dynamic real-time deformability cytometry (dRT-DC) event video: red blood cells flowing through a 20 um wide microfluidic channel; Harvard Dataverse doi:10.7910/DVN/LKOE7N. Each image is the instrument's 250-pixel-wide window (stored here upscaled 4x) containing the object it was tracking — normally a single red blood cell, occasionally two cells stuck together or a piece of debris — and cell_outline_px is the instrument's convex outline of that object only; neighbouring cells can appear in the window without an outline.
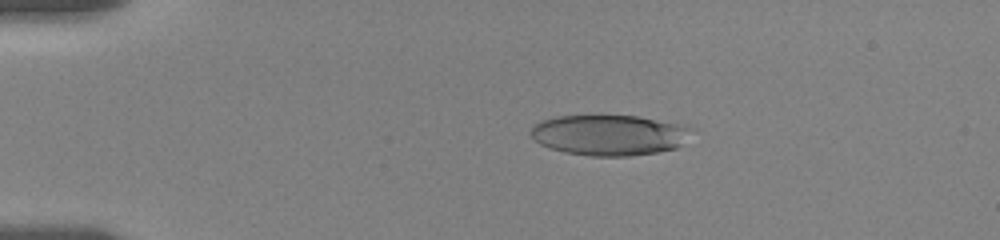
{"species": "human", "species_latin": "Homo sapiens", "temperature_condition": "room temperature", "stored_images_in_passage": 46, "camera_frame_rate_fps": 3000, "um_per_image_px": 0.085, "donor": {"sex": "female"}, "frame": {"image": 1, "passage_image": 1, "time_ms": 0.0, "image_size_px": [1000, 240], "cell_outline_px": [[688, 128], [680, 144], [676, 148], [656, 152], [628, 156], [588, 156], [564, 152], [548, 148], [540, 144], [528, 132], [540, 120], [556, 116], [636, 116], [672, 124]], "centroid_in_image_um": [51.61, 11.49], "position_along_channel_um": 33.4, "area_um2": 37.05}}
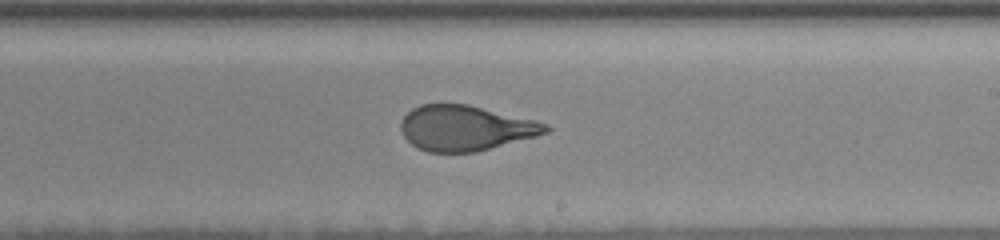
{"frame": {"image": 2, "passage_image": 24, "time_ms": 7.667, "image_size_px": [1000, 240], "cell_outline_px": [[552, 128], [548, 132], [536, 136], [476, 152], [428, 152], [412, 144], [404, 136], [400, 128], [400, 120], [412, 108], [420, 104], [468, 104], [536, 120], [548, 124]], "centroid_in_image_um": [39.57, 10.87], "position_along_channel_um": 249.4, "area_um2": 38.21}}
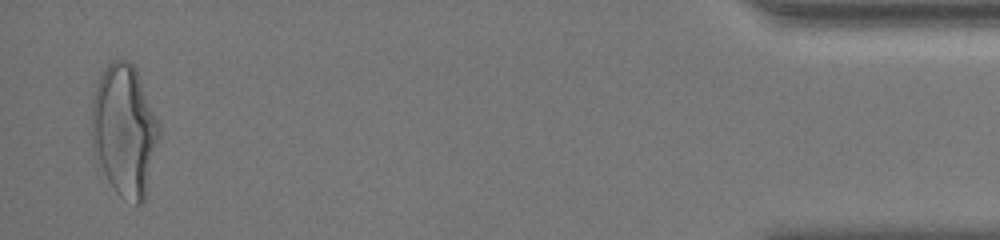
{"frame": {"image": 3, "passage_image": 45, "time_ms": 14.667, "image_size_px": [1000, 240], "cell_outline_px": [[160, 136], [144, 204], [136, 204], [120, 196], [116, 192], [104, 172], [92, 148], [92, 100], [96, 84], [104, 68], [112, 60], [128, 60], [136, 68], [160, 124]], "centroid_in_image_um": [10.6, 11.07], "position_along_channel_um": 424.6, "area_um2": 51.79}, "authors_computed_cell_mechanics": {"area_um2": 40.0554, "velocity_mm_per_s": 3.5481, "shape_relaxation_time_tau1_ms": 5.9407, "shape_relaxation_time_tau2_ms": 0.9209, "deformation_change_tau1": 0.2327, "deformation_change_tau2": 0.0868}}